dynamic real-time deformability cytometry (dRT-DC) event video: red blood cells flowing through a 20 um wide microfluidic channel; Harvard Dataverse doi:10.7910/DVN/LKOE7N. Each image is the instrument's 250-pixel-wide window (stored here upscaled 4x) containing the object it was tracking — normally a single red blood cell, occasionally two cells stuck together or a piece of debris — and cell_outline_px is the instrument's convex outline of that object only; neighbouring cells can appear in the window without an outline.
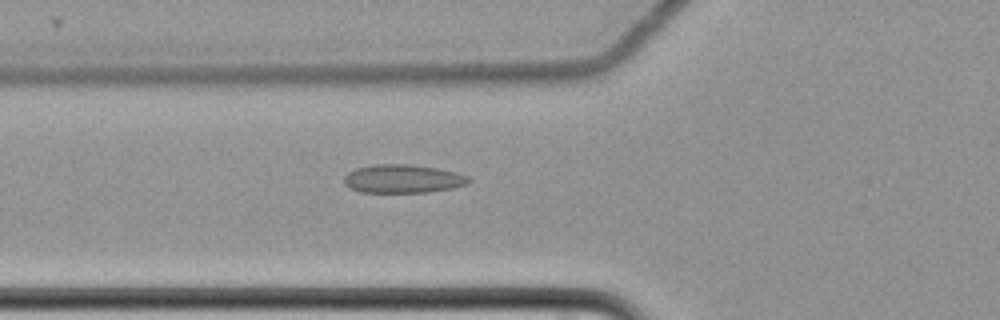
{"species": "common noctule bat (a hibernating species)", "species_latin": "Nyctalus noctula", "temperature_condition": "cold", "stored_images_in_passage": 47, "camera_frame_rate_fps": 3000, "um_per_image_px": 0.085, "animal": {"sex": "female", "body_mass_g": 22.7, "forearm_length_mm": 54.2}, "frame": {"image": 1, "passage_image": 10, "time_ms": 3.0, "image_size_px": [1000, 320], "cell_outline_px": [[472, 180], [468, 184], [452, 188], [428, 192], [360, 192], [348, 188], [344, 184], [344, 176], [348, 172], [356, 168], [376, 164], [408, 164], [436, 168], [456, 172], [468, 176]], "centroid_in_image_um": [34.23, 15.2], "position_along_channel_um": 91.6, "area_um2": 20.75}}
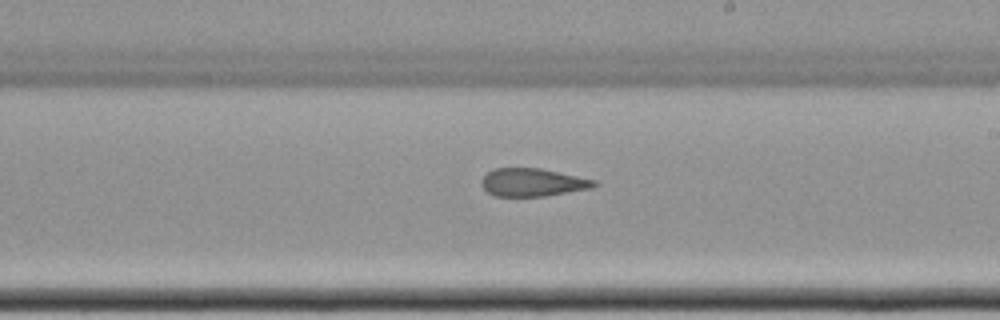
{"frame": {"image": 2, "passage_image": 23, "time_ms": 7.333, "image_size_px": [1000, 320], "cell_outline_px": [[600, 184], [592, 188], [544, 196], [492, 196], [480, 184], [480, 180], [488, 172], [496, 168], [540, 168], [596, 180]], "centroid_in_image_um": [45.27, 15.5], "position_along_channel_um": 243.7, "area_um2": 18.38}}
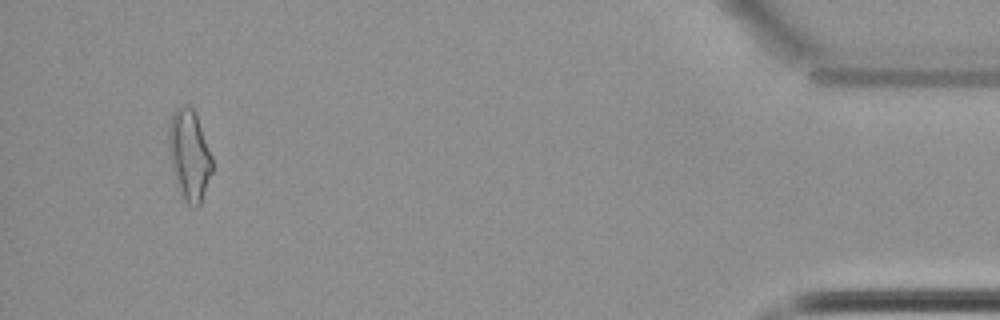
{"frame": {"image": 3, "passage_image": 44, "time_ms": 14.333, "image_size_px": [1000, 320], "cell_outline_px": [[212, 172], [200, 204], [196, 208], [188, 204], [184, 200], [176, 184], [172, 168], [168, 148], [168, 128], [172, 116], [176, 108], [192, 108], [196, 112], [212, 156]], "centroid_in_image_um": [16.09, 13.21], "position_along_channel_um": 419.1, "area_um2": 22.83}, "authors_computed_cell_mechanics": {"area_um2": 19.7676, "velocity_mm_per_s": 3.5129, "shape_relaxation_time_tau1_ms": null, "shape_relaxation_time_tau2_ms": 4.1743, "deformation_change_tau1": null, "deformation_change_tau2": 0.1249}}